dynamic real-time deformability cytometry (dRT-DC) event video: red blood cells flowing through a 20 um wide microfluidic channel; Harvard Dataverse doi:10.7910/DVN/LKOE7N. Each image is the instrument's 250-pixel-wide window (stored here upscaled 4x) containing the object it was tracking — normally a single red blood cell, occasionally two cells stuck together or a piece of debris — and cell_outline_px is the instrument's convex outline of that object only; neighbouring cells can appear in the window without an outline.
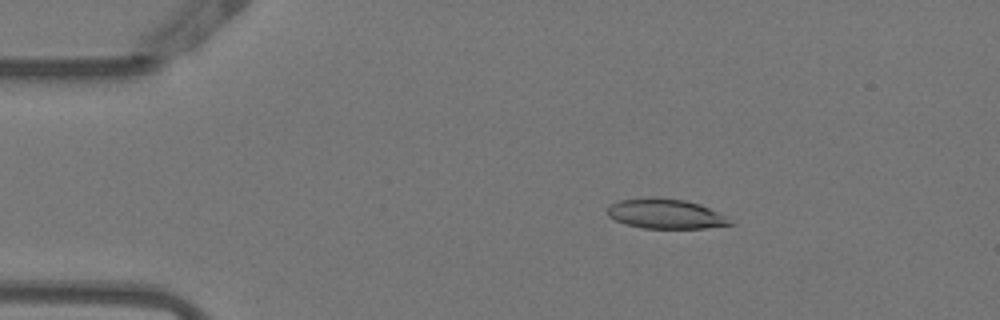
{"species": "Egyptian fruit bat (a non-hibernating species)", "species_latin": "Rousettus aegyptiacus", "temperature_condition": "warm", "stored_images_in_passage": 44, "camera_frame_rate_fps": 3000, "um_per_image_px": 0.085, "animal": {"sex": "female"}, "frame": {"image": 1, "passage_image": 1, "time_ms": 0.0, "image_size_px": [1000, 320], "cell_outline_px": [[736, 224], [704, 228], [644, 228], [628, 224], [616, 220], [608, 216], [608, 208], [612, 204], [620, 200], [652, 196], [656, 196], [684, 200], [700, 204], [724, 216]], "centroid_in_image_um": [56.57, 18.16], "position_along_channel_um": 28.4, "area_um2": 21.1}}
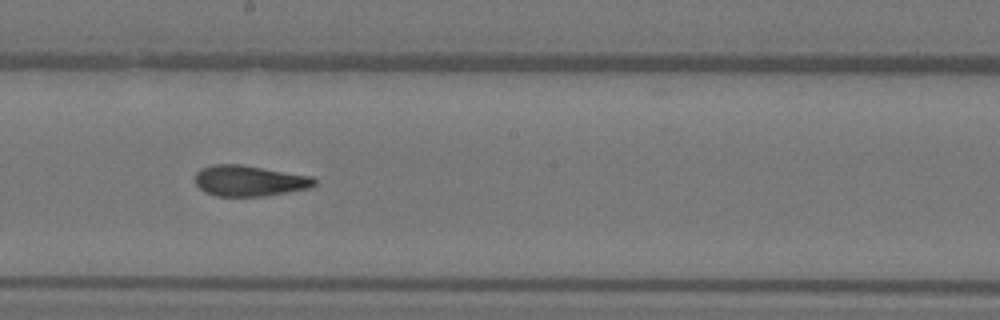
{"frame": {"image": 2, "passage_image": 21, "time_ms": 6.667, "image_size_px": [1000, 320], "cell_outline_px": [[316, 184], [308, 188], [288, 192], [264, 196], [216, 196], [204, 192], [196, 184], [196, 172], [200, 168], [212, 164], [244, 164], [312, 176], [316, 180]], "centroid_in_image_um": [21.18, 15.35], "position_along_channel_um": 227.0, "area_um2": 21.62}}
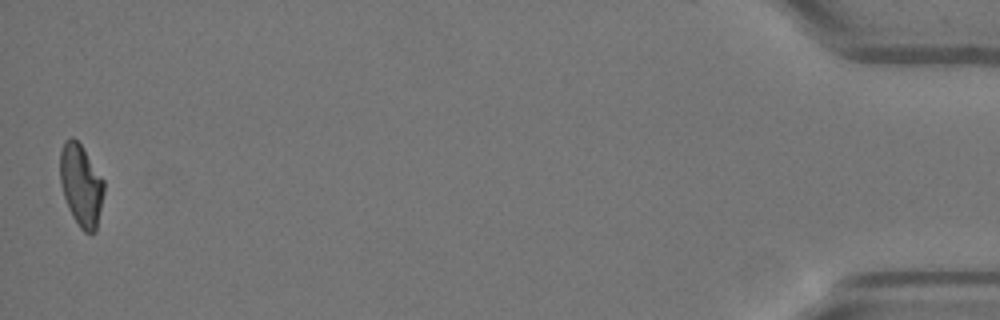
{"frame": {"image": 3, "passage_image": 44, "time_ms": 14.333, "image_size_px": [1000, 320], "cell_outline_px": [[104, 192], [96, 232], [84, 232], [80, 228], [72, 216], [68, 208], [60, 184], [60, 152], [64, 140], [72, 136], [80, 144], [104, 180]], "centroid_in_image_um": [6.88, 15.75], "position_along_channel_um": 428.3, "area_um2": 20.92}, "authors_computed_cell_mechanics": {"area_um2": 21.7906, "velocity_mm_per_s": 3.8488, "shape_relaxation_time_tau1_ms": null, "shape_relaxation_time_tau2_ms": 2.1325, "deformation_change_tau1": null, "deformation_change_tau2": 0.0948}}